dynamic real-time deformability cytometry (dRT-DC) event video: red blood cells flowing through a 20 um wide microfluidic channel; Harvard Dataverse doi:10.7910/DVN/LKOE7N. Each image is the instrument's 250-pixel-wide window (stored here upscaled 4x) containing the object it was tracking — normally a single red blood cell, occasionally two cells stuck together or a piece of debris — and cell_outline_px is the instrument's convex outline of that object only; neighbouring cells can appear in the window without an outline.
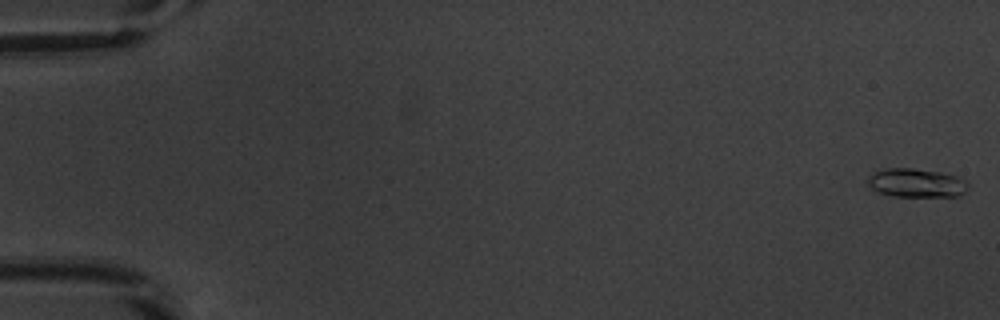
{"species": "common noctule bat (a hibernating species)", "species_latin": "Nyctalus noctula", "temperature_condition": "warm", "stored_images_in_passage": 54, "camera_frame_rate_fps": 3000, "um_per_image_px": 0.085, "animal": {"sex": "male", "body_mass_g": 20.1, "forearm_length_mm": 53.5}, "frame": {"image": 1, "passage_image": 1, "time_ms": 0.0, "image_size_px": [1000, 320], "cell_outline_px": [[968, 188], [960, 196], [896, 196], [880, 192], [872, 188], [868, 184], [868, 176], [876, 172], [888, 168], [912, 168], [940, 172], [956, 176], [964, 180], [968, 184]], "centroid_in_image_um": [77.91, 15.55], "position_along_channel_um": 7.1, "area_um2": 16.53}}
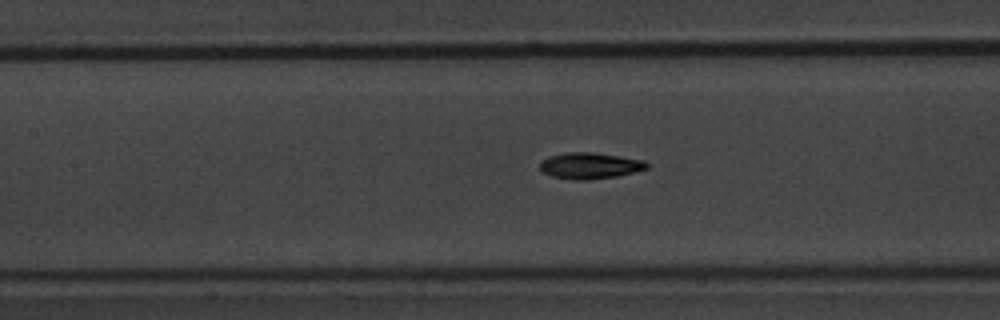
{"frame": {"image": 2, "passage_image": 25, "time_ms": 8.0, "image_size_px": [1000, 320], "cell_outline_px": [[648, 168], [616, 176], [588, 180], [576, 180], [552, 176], [544, 172], [540, 168], [540, 160], [548, 156], [568, 152], [592, 152], [620, 156], [644, 160], [648, 164]], "centroid_in_image_um": [50.12, 14.07], "position_along_channel_um": 157.3, "area_um2": 16.24}}
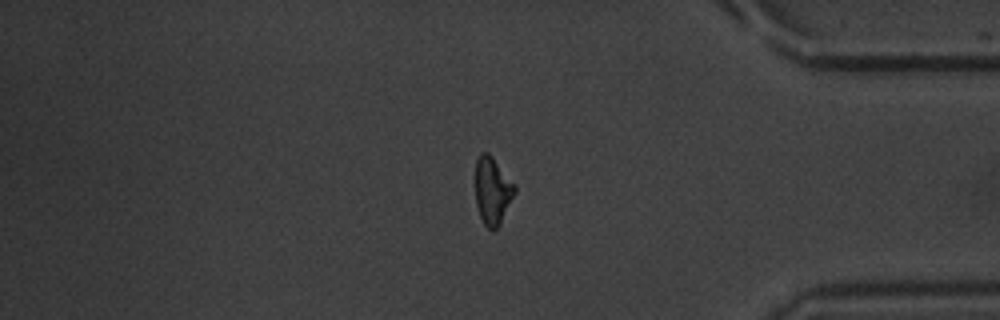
{"frame": {"image": 3, "passage_image": 45, "time_ms": 14.667, "image_size_px": [1000, 320], "cell_outline_px": [[516, 192], [500, 224], [492, 232], [484, 224], [480, 216], [476, 204], [476, 160], [480, 152], [488, 152], [492, 156], [516, 184]], "centroid_in_image_um": [41.88, 16.2], "position_along_channel_um": 393.3, "area_um2": 15.61}, "authors_computed_cell_mechanics": {"area_um2": 15.3748, "velocity_mm_per_s": 3.8695, "shape_relaxation_time_tau1_ms": 3.354, "shape_relaxation_time_tau2_ms": 3.0161, "deformation_change_tau1": 0.1676, "deformation_change_tau2": 0.1089}}